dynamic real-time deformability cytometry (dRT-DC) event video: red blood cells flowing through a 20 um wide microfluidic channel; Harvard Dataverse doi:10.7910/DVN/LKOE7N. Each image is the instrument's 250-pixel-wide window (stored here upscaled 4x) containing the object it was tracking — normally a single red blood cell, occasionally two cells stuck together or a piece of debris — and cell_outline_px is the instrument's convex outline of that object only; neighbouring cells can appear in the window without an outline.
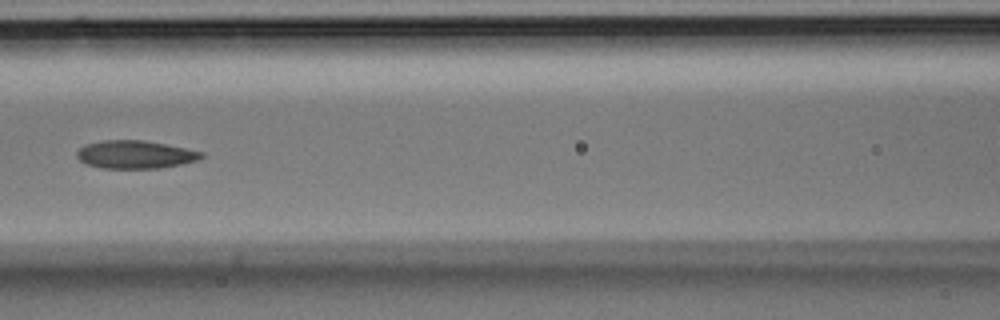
{"species": "Egyptian fruit bat (a non-hibernating species)", "species_latin": "Rousettus aegyptiacus", "temperature_condition": "room temperature", "stored_images_in_passage": 7, "camera_frame_rate_fps": 3000, "um_per_image_px": 0.085, "animal": {"sex": "male"}, "frame": {"image": 1, "passage_image": 5, "time_ms": 1.333, "image_size_px": [1000, 320], "cell_outline_px": [[204, 156], [196, 160], [180, 164], [160, 168], [104, 168], [88, 164], [80, 160], [76, 156], [76, 152], [84, 144], [100, 140], [144, 140], [204, 152]], "centroid_in_image_um": [11.46, 13.12], "position_along_channel_um": 155.1, "area_um2": 20.17}}
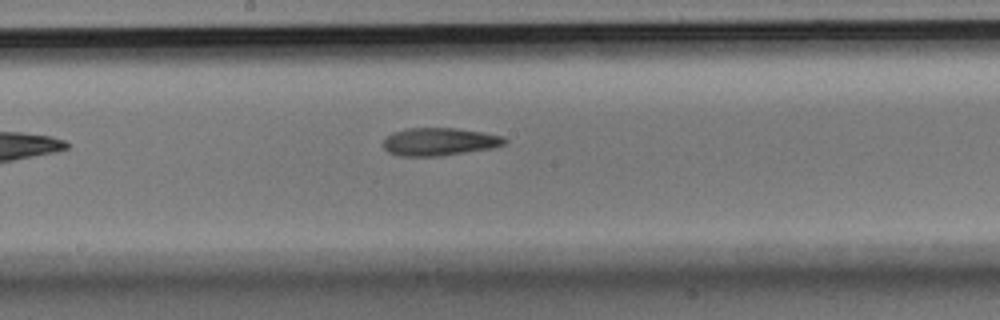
{"frame": {"image": 2, "passage_image": 7, "time_ms": 2.0, "image_size_px": [1000, 320], "cell_outline_px": [[508, 140], [504, 144], [492, 148], [440, 156], [400, 156], [388, 152], [384, 148], [384, 140], [392, 132], [408, 128], [456, 128], [484, 132], [504, 136]], "centroid_in_image_um": [37.37, 12.04], "position_along_channel_um": 210.8, "area_um2": 19.71}}